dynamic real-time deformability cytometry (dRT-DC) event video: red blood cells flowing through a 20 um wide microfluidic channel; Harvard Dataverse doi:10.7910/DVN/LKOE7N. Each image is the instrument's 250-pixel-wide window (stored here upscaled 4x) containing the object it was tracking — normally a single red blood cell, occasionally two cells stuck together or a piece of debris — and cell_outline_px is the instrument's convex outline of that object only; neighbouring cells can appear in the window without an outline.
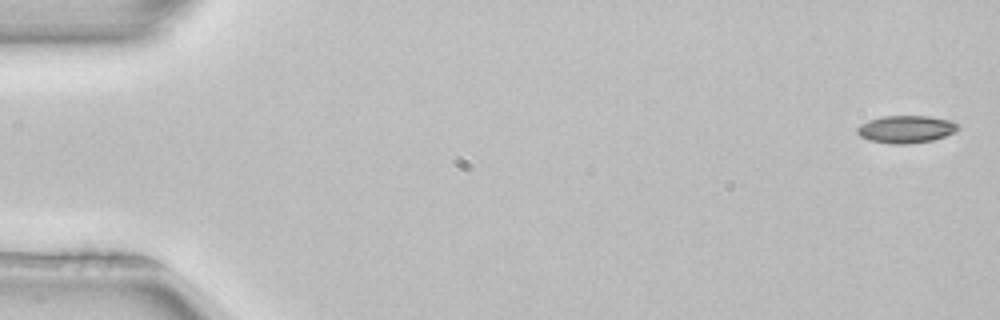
{"species": "common noctule bat (a hibernating species)", "species_latin": "Nyctalus noctula", "temperature_condition": "room temperature", "stored_images_in_passage": 52, "camera_frame_rate_fps": 3000, "um_per_image_px": 0.085, "animal": {"sex": "female", "body_mass_g": 22.7, "forearm_length_mm": 54.2}, "frame": {"image": 1, "passage_image": 1, "time_ms": 0.0, "image_size_px": [1000, 320], "cell_outline_px": [[956, 128], [952, 132], [944, 136], [932, 140], [908, 144], [892, 144], [868, 140], [860, 136], [856, 132], [856, 128], [860, 124], [868, 120], [884, 116], [928, 116], [952, 120], [956, 124]], "centroid_in_image_um": [76.94, 10.98], "position_along_channel_um": 8.1, "area_um2": 16.01}}
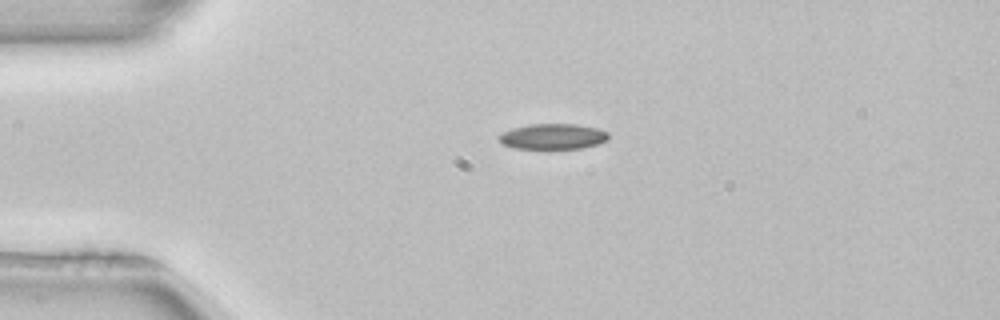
{"frame": {"image": 2, "passage_image": 12, "time_ms": 3.667, "image_size_px": [1000, 320], "cell_outline_px": [[608, 140], [596, 144], [580, 148], [548, 152], [512, 148], [500, 144], [496, 136], [500, 132], [512, 128], [528, 124], [576, 124], [596, 128], [608, 132]], "centroid_in_image_um": [46.88, 11.65], "position_along_channel_um": 38.1, "area_um2": 17.4}, "authors_computed_cell_mechanics": {"area_um2": 16.1262, "velocity_mm_per_s": 3.9562, "shape_relaxation_time_tau1_ms": 3.388, "shape_relaxation_time_tau2_ms": null, "deformation_change_tau1": 0.0975, "deformation_change_tau2": null}}